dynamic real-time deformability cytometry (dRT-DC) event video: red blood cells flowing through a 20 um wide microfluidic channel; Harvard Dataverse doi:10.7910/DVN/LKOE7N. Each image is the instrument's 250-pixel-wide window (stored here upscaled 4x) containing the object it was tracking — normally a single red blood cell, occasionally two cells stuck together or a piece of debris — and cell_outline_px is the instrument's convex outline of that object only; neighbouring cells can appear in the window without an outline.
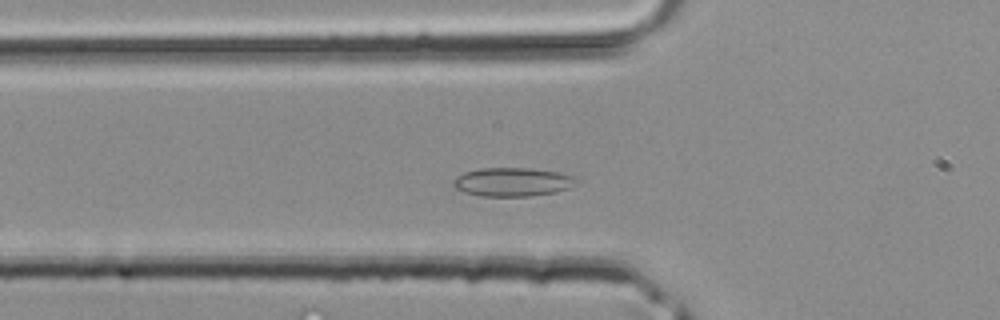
{"species": "common noctule bat (a hibernating species)", "species_latin": "Nyctalus noctula", "temperature_condition": "room temperature", "stored_images_in_passage": 35, "camera_frame_rate_fps": 3000, "um_per_image_px": 0.085, "animal": {"sex": "male", "body_mass_g": 20.4}, "frame": {"image": 1, "passage_image": 9, "time_ms": 2.667, "image_size_px": [1000, 320], "cell_outline_px": [[584, 180], [568, 188], [556, 192], [532, 196], [480, 196], [464, 192], [456, 188], [452, 184], [452, 180], [456, 176], [464, 172], [480, 168], [528, 168], [560, 172], [580, 176]], "centroid_in_image_um": [43.65, 15.46], "position_along_channel_um": 82.1, "area_um2": 21.1}}
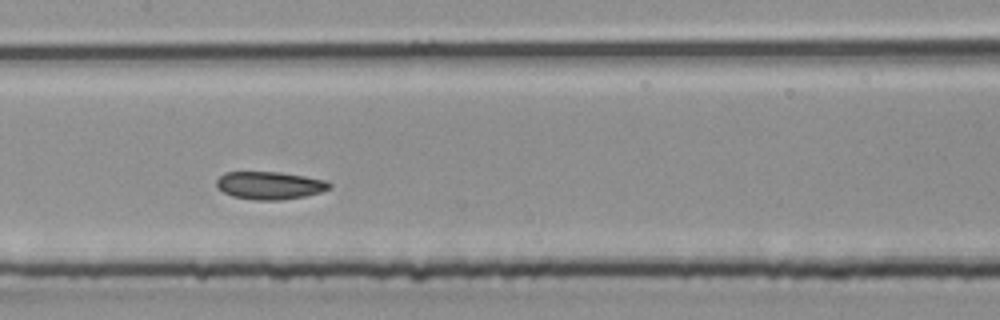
{"frame": {"image": 2, "passage_image": 15, "time_ms": 4.667, "image_size_px": [1000, 320], "cell_outline_px": [[332, 188], [320, 192], [304, 196], [280, 200], [256, 200], [232, 196], [216, 188], [216, 180], [224, 172], [280, 172], [328, 180], [332, 184]], "centroid_in_image_um": [22.93, 15.75], "position_along_channel_um": 184.5, "area_um2": 18.38}}
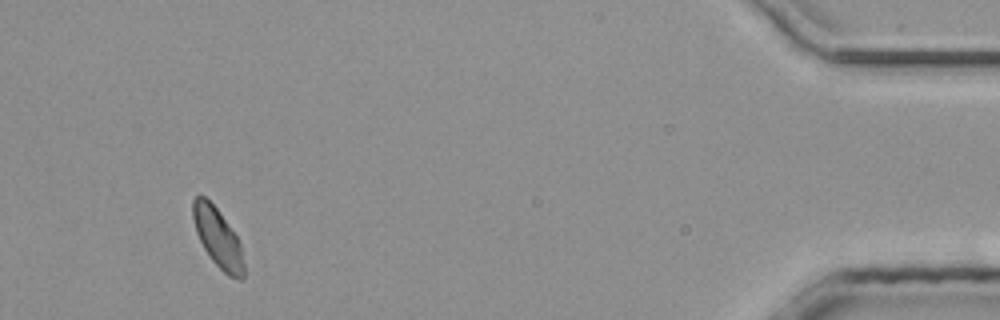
{"frame": {"image": 3, "passage_image": 33, "time_ms": 10.667, "image_size_px": [1000, 320], "cell_outline_px": [[244, 276], [240, 280], [228, 276], [212, 260], [204, 248], [196, 232], [192, 216], [192, 200], [196, 196], [204, 196], [216, 208], [236, 236], [240, 244], [244, 264]], "centroid_in_image_um": [18.5, 20.23], "position_along_channel_um": 416.7, "area_um2": 17.22}}